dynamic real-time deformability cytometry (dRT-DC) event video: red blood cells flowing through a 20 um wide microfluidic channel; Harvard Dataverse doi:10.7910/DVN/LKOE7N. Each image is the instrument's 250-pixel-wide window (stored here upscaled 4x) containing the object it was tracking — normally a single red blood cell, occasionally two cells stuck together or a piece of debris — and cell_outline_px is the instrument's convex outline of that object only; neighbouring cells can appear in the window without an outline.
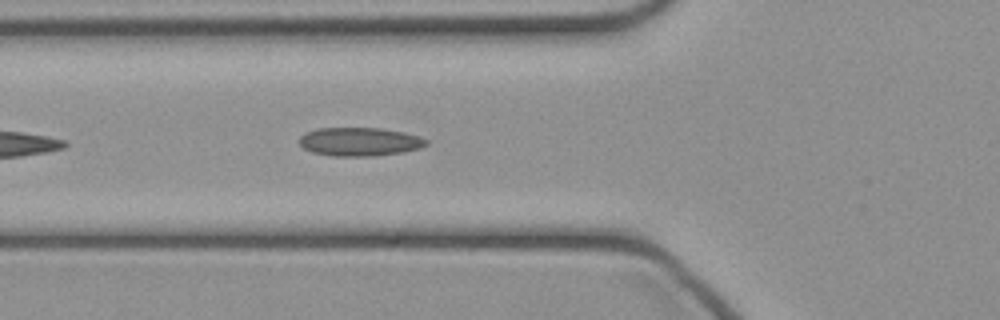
{"species": "common noctule bat (a hibernating species)", "species_latin": "Nyctalus noctula", "temperature_condition": "cold", "stored_images_in_passage": 11, "camera_frame_rate_fps": 3000, "um_per_image_px": 0.085, "animal": {"sex": "female", "body_mass_g": 21.9}, "frame": {"image": 1, "passage_image": 4, "time_ms": 1.0, "image_size_px": [1000, 320], "cell_outline_px": [[428, 144], [420, 148], [404, 152], [376, 156], [332, 156], [312, 152], [304, 148], [300, 144], [300, 136], [304, 132], [320, 128], [380, 128], [404, 132], [420, 136], [428, 140]], "centroid_in_image_um": [30.59, 12.05], "position_along_channel_um": 95.2, "area_um2": 21.27}}